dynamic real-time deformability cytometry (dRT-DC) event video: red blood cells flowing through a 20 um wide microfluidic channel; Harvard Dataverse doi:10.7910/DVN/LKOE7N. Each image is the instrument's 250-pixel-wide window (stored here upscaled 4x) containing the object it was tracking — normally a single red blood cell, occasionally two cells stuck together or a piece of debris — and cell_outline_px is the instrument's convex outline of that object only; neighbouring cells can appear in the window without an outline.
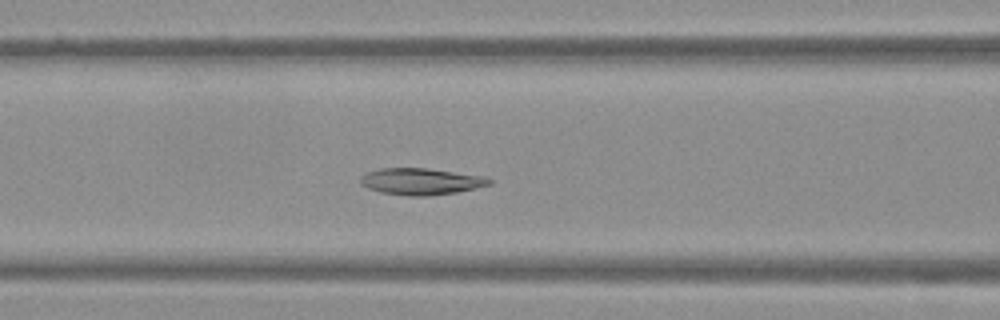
{"species": "Egyptian fruit bat (a non-hibernating species)", "species_latin": "Rousettus aegyptiacus", "temperature_condition": "warm", "stored_images_in_passage": 50, "camera_frame_rate_fps": 3000, "um_per_image_px": 0.085, "frame": {"image": 1, "passage_image": 20, "time_ms": 6.333, "image_size_px": [1000, 320], "cell_outline_px": [[492, 184], [456, 192], [428, 196], [408, 196], [380, 192], [368, 188], [360, 184], [360, 176], [368, 172], [380, 168], [428, 168], [484, 176], [492, 180]], "centroid_in_image_um": [35.76, 15.42], "position_along_channel_um": 130.8, "area_um2": 20.0}}
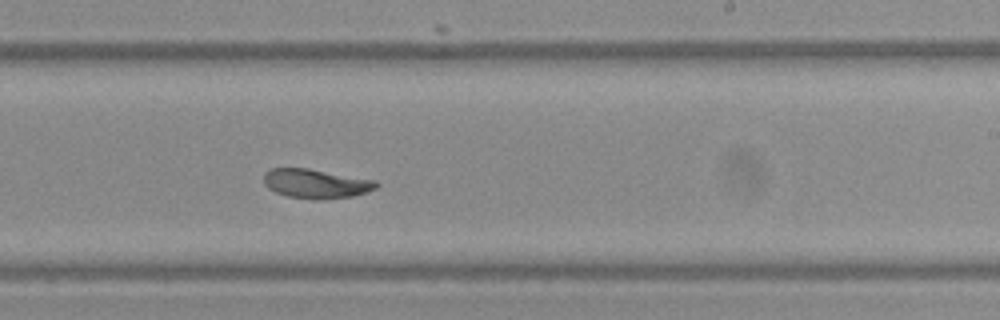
{"frame": {"image": 2, "passage_image": 30, "time_ms": 9.667, "image_size_px": [1000, 320], "cell_outline_px": [[380, 184], [376, 188], [352, 196], [320, 200], [312, 200], [288, 196], [276, 192], [268, 188], [264, 184], [264, 172], [272, 168], [308, 168], [376, 180]], "centroid_in_image_um": [26.84, 15.61], "position_along_channel_um": 262.2, "area_um2": 19.25}}
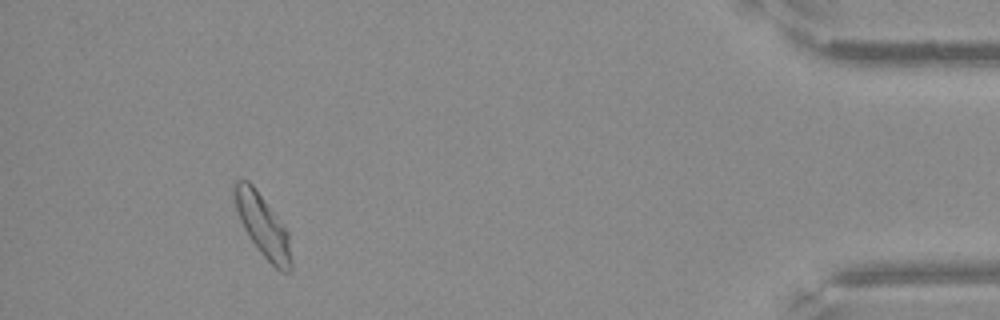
{"frame": {"image": 3, "passage_image": 46, "time_ms": 15.0, "image_size_px": [1000, 320], "cell_outline_px": [[292, 268], [288, 272], [280, 272], [260, 252], [244, 228], [240, 220], [232, 200], [232, 180], [248, 180], [252, 184], [288, 232], [292, 260]], "centroid_in_image_um": [22.29, 19.14], "position_along_channel_um": 412.9, "area_um2": 20.46}}